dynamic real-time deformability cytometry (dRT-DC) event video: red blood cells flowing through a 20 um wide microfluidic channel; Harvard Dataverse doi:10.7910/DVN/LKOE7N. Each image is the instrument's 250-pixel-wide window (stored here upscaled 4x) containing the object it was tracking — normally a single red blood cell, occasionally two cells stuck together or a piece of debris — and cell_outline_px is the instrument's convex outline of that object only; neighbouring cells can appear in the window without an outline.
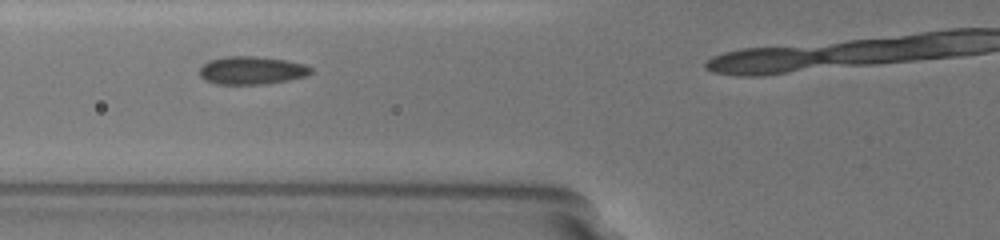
{"species": "common noctule bat (a hibernating species)", "species_latin": "Nyctalus noctula", "temperature_condition": "warm", "stored_images_in_passage": 5, "camera_frame_rate_fps": 3000, "um_per_image_px": 0.085, "animal": {"sex": "female", "body_mass_g": 19.5, "forearm_length_mm": 54.1}, "frame": {"image": 1, "passage_image": 3, "time_ms": 0.667, "image_size_px": [1000, 240], "cell_outline_px": [[312, 72], [304, 76], [288, 80], [264, 84], [216, 84], [204, 80], [200, 76], [200, 68], [208, 60], [228, 56], [256, 56], [284, 60], [304, 64], [312, 68]], "centroid_in_image_um": [21.36, 5.98], "position_along_channel_um": 104.4, "area_um2": 18.09}}